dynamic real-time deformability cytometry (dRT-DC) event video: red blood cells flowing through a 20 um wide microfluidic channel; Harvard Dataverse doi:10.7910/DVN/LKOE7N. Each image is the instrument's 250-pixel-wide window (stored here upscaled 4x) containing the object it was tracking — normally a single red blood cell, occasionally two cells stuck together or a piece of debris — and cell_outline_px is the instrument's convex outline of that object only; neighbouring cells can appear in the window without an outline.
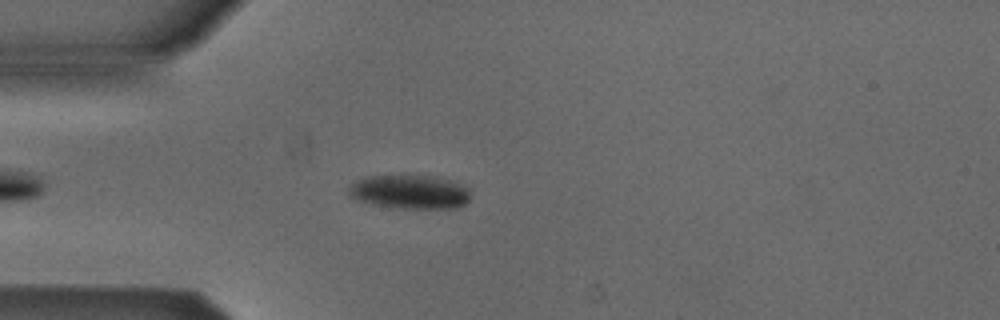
{"species": "Egyptian fruit bat (a non-hibernating species)", "species_latin": "Rousettus aegyptiacus", "temperature_condition": "cold", "stored_images_in_passage": 42, "camera_frame_rate_fps": 3000, "um_per_image_px": 0.085, "animal": {"sex": "male"}, "frame": {"image": 1, "passage_image": 6, "time_ms": 1.667, "image_size_px": [1000, 320], "cell_outline_px": [[468, 200], [464, 204], [456, 208], [400, 208], [372, 204], [356, 200], [348, 196], [348, 188], [356, 180], [368, 176], [432, 176], [452, 180], [468, 188]], "centroid_in_image_um": [34.8, 16.31], "position_along_channel_um": 50.2, "area_um2": 23.93}}
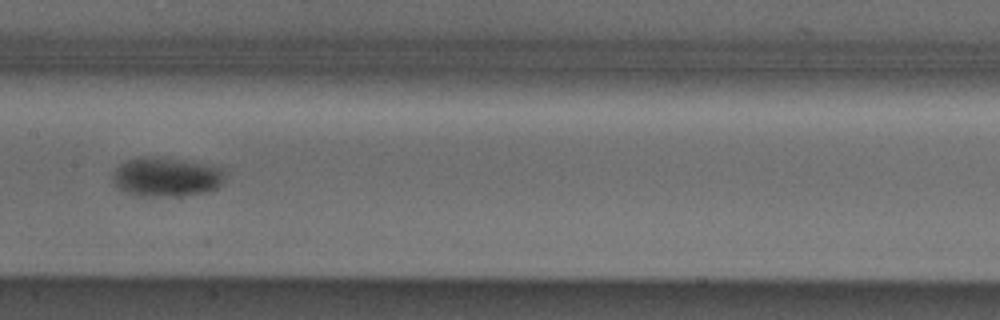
{"frame": {"image": 2, "passage_image": 18, "time_ms": 5.667, "image_size_px": [1000, 320], "cell_outline_px": [[224, 180], [216, 188], [204, 192], [168, 196], [136, 196], [120, 188], [116, 184], [116, 168], [120, 164], [128, 160], [144, 156], [172, 160], [220, 168], [224, 176]], "centroid_in_image_um": [14.11, 15.07], "position_along_channel_um": 193.3, "area_um2": 24.22}}
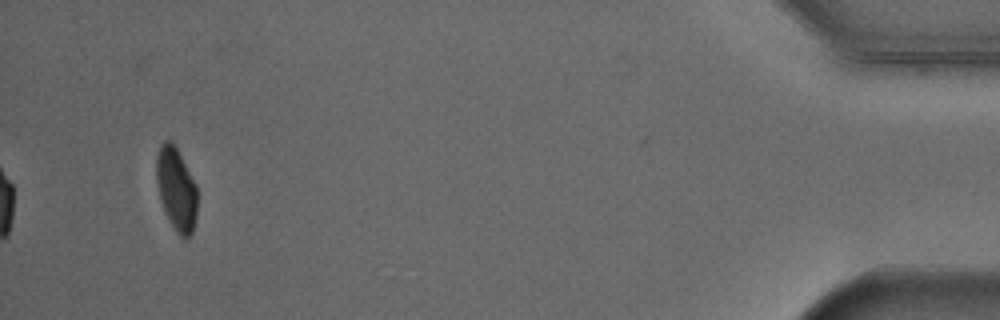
{"frame": {"image": 3, "passage_image": 42, "time_ms": 13.667, "image_size_px": [1000, 320], "cell_outline_px": [[196, 216], [192, 232], [188, 236], [180, 236], [176, 232], [168, 220], [160, 200], [156, 180], [156, 156], [160, 144], [164, 140], [168, 140], [176, 148], [196, 184]], "centroid_in_image_um": [14.96, 16.07], "position_along_channel_um": 420.2, "area_um2": 19.54}, "authors_computed_cell_mechanics": {"area_um2": 23.9292, "velocity_mm_per_s": 3.8588, "shape_relaxation_time_tau1_ms": 3.014, "shape_relaxation_time_tau2_ms": null, "deformation_change_tau1": 0.1069, "deformation_change_tau2": null}}